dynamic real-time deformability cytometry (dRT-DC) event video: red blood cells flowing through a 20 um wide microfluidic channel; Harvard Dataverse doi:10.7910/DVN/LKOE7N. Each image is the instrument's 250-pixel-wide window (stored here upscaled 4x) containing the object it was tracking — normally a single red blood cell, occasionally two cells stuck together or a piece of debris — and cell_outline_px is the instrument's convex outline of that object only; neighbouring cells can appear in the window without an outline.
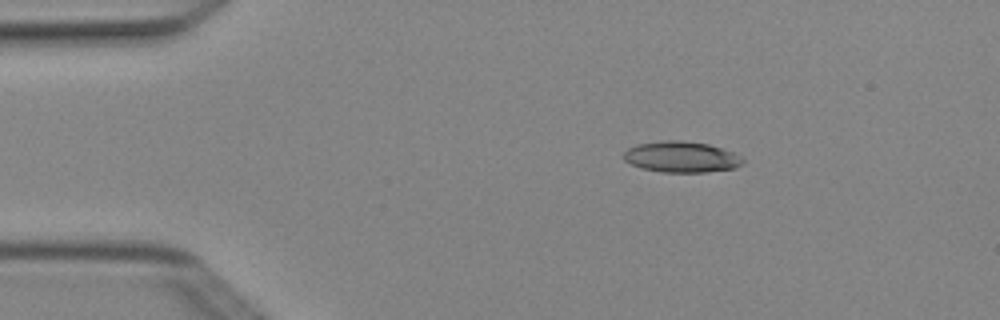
{"species": "Egyptian fruit bat (a non-hibernating species)", "species_latin": "Rousettus aegyptiacus", "temperature_condition": "cold", "stored_images_in_passage": 5, "camera_frame_rate_fps": 3000, "um_per_image_px": 0.085, "animal": {"sex": "female"}, "frame": {"image": 1, "passage_image": 2, "time_ms": 0.333, "image_size_px": [1000, 320], "cell_outline_px": [[744, 164], [736, 168], [708, 172], [660, 172], [640, 168], [624, 160], [624, 152], [628, 148], [636, 144], [664, 140], [680, 140], [708, 144], [732, 152], [740, 156], [744, 160]], "centroid_in_image_um": [57.92, 13.34], "position_along_channel_um": 27.1, "area_um2": 21.62}}
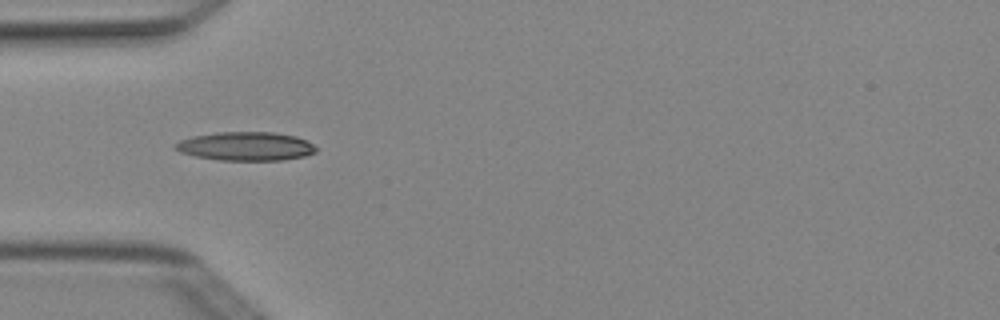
{"frame": {"image": 2, "passage_image": 4, "time_ms": 1.0, "image_size_px": [1000, 320], "cell_outline_px": [[316, 152], [304, 156], [284, 160], [220, 160], [196, 156], [180, 152], [176, 148], [176, 144], [180, 140], [192, 136], [220, 132], [272, 132], [296, 136], [312, 144], [316, 148]], "centroid_in_image_um": [20.91, 12.43], "position_along_channel_um": 64.1, "area_um2": 23.29}}
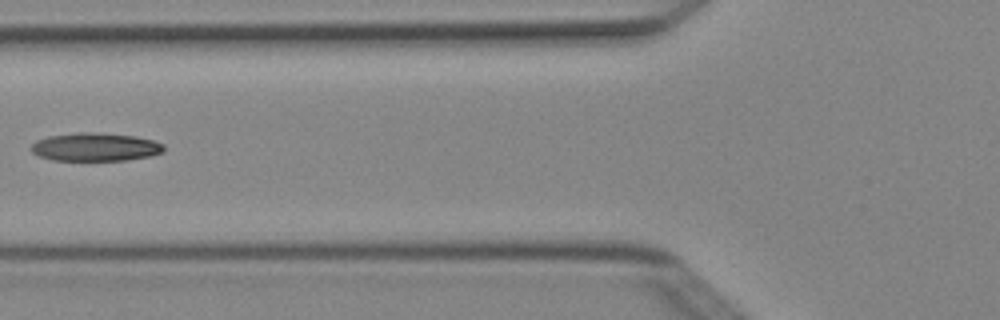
{"frame": {"image": 3, "passage_image": 5, "time_ms": 1.333, "image_size_px": [1000, 320], "cell_outline_px": [[164, 152], [152, 156], [128, 160], [52, 160], [40, 156], [32, 152], [28, 148], [36, 140], [48, 136], [80, 132], [84, 132], [136, 136], [152, 140], [164, 144]], "centroid_in_image_um": [8.1, 12.5], "position_along_channel_um": 117.7, "area_um2": 21.85}}